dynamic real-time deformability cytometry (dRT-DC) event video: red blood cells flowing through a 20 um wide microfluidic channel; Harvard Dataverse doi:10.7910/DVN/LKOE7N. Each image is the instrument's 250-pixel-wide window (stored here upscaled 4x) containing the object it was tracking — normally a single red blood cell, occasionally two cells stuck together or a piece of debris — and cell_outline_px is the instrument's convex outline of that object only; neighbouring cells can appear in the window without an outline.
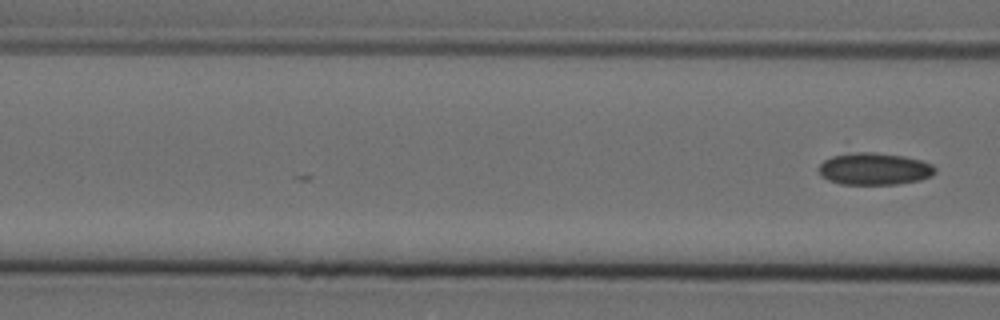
{"species": "Egyptian fruit bat (a non-hibernating species)", "species_latin": "Rousettus aegyptiacus", "temperature_condition": "cold", "stored_images_in_passage": 4, "segment_of_instrument_passage": [2, 2], "camera_frame_rate_fps": 3000, "um_per_image_px": 0.085, "animal": {"sex": "female"}, "frame": {"image": 1, "passage_image": 4, "time_ms": 1.0, "image_size_px": [1000, 320], "cell_outline_px": [[936, 172], [932, 176], [920, 180], [896, 184], [840, 184], [828, 180], [820, 176], [820, 164], [824, 160], [832, 156], [856, 152], [872, 152], [904, 156], [920, 160], [932, 164], [936, 168]], "centroid_in_image_um": [74.33, 14.36], "position_along_channel_um": 92.3, "area_um2": 21.73}}